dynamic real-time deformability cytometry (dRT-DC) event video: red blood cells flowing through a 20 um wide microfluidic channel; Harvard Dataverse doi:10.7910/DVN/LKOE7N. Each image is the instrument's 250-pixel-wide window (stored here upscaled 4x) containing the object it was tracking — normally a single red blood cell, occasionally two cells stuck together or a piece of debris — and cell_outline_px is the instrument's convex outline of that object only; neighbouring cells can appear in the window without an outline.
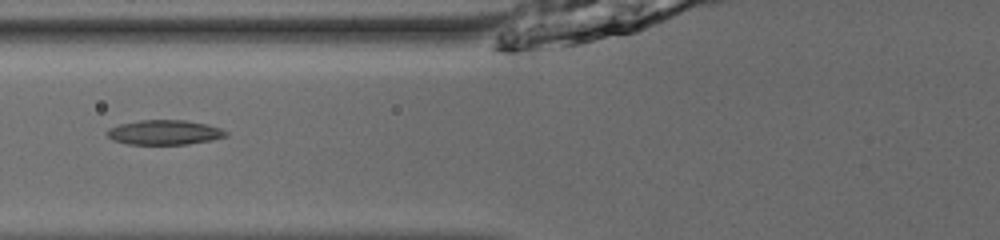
{"species": "common noctule bat (a hibernating species)", "species_latin": "Nyctalus noctula", "temperature_condition": "room temperature", "stored_images_in_passage": 13, "camera_frame_rate_fps": 3000, "um_per_image_px": 0.085, "animal": {"sex": "male", "body_mass_g": 13.0, "forearm_length_mm": 53.1}, "frame": {"image": 1, "passage_image": 8, "time_ms": 2.333, "image_size_px": [1000, 240], "cell_outline_px": [[228, 136], [212, 140], [188, 144], [128, 144], [112, 140], [108, 136], [108, 128], [120, 124], [140, 120], [184, 120], [208, 124], [220, 128], [228, 132]], "centroid_in_image_um": [14.01, 11.25], "position_along_channel_um": 111.8, "area_um2": 17.11}}
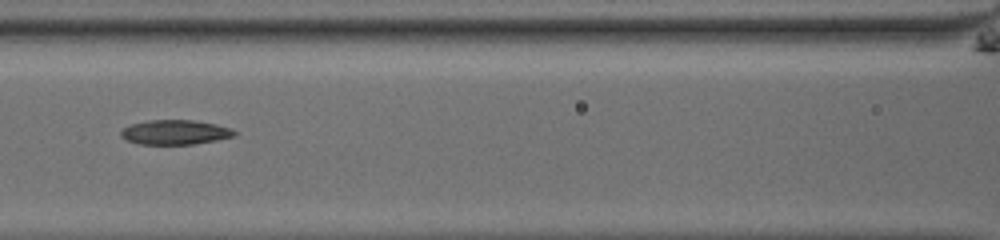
{"frame": {"image": 2, "passage_image": 11, "time_ms": 3.333, "image_size_px": [1000, 240], "cell_outline_px": [[236, 136], [216, 140], [192, 144], [140, 144], [124, 140], [120, 136], [120, 132], [128, 124], [148, 120], [196, 120], [216, 124], [232, 128], [236, 132]], "centroid_in_image_um": [14.86, 11.23], "position_along_channel_um": 151.7, "area_um2": 16.47}}